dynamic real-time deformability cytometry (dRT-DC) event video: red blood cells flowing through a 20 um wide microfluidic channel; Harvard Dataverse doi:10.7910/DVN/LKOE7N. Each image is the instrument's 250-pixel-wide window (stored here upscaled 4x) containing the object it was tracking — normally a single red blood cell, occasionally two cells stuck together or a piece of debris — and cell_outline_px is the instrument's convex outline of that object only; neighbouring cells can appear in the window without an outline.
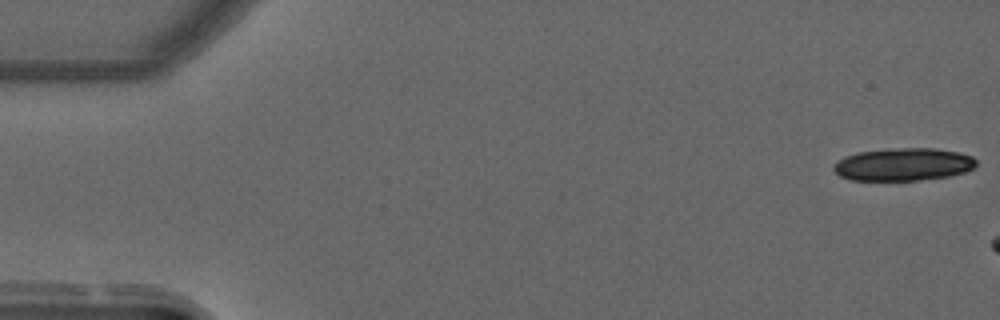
{"species": "common noctule bat (a hibernating species)", "species_latin": "Nyctalus noctula", "temperature_condition": "warm", "stored_images_in_passage": 6, "camera_frame_rate_fps": 3000, "um_per_image_px": 0.085, "animal": {"sex": "male", "forearm_length_mm": 52.5}, "frame": {"image": 1, "passage_image": 1, "time_ms": 0.0, "image_size_px": [1000, 320], "cell_outline_px": [[976, 168], [964, 172], [948, 176], [920, 180], [848, 180], [840, 176], [832, 168], [844, 156], [860, 152], [904, 148], [936, 148], [960, 152], [972, 156], [976, 160]], "centroid_in_image_um": [76.83, 13.98], "position_along_channel_um": 8.2, "area_um2": 27.05}}